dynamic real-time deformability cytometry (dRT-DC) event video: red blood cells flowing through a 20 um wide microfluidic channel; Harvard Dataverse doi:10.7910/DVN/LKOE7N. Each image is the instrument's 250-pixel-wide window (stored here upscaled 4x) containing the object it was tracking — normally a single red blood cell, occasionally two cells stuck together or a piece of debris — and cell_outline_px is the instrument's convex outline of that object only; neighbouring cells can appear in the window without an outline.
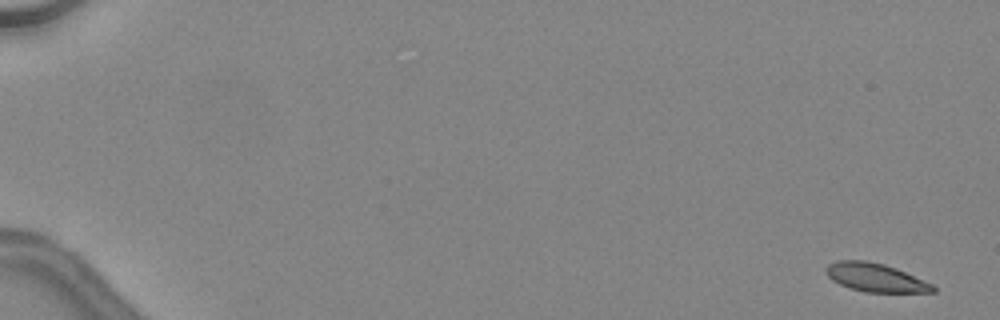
{"species": "common noctule bat (a hibernating species)", "species_latin": "Nyctalus noctula", "temperature_condition": "warm", "stored_images_in_passage": 48, "camera_frame_rate_fps": 3000, "um_per_image_px": 0.085, "animal": {"sex": "female", "body_mass_g": 24.6, "forearm_length_mm": 56.2}, "frame": {"image": 1, "passage_image": 2, "time_ms": 0.333, "image_size_px": [1000, 320], "cell_outline_px": [[936, 292], [864, 292], [848, 288], [832, 280], [824, 272], [824, 268], [828, 264], [836, 260], [864, 260], [884, 264], [896, 268], [932, 284], [936, 288]], "centroid_in_image_um": [74.36, 23.59], "position_along_channel_um": 10.6, "area_um2": 17.8}}
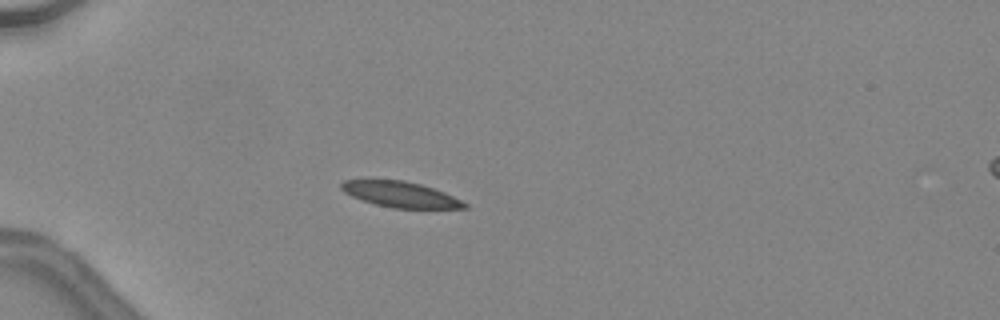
{"frame": {"image": 2, "passage_image": 16, "time_ms": 5.0, "image_size_px": [1000, 320], "cell_outline_px": [[468, 208], [392, 208], [376, 204], [352, 196], [344, 192], [340, 188], [340, 184], [344, 180], [404, 180], [420, 184], [444, 192], [468, 204]], "centroid_in_image_um": [34.03, 16.52], "position_along_channel_um": 51.0, "area_um2": 18.15}}
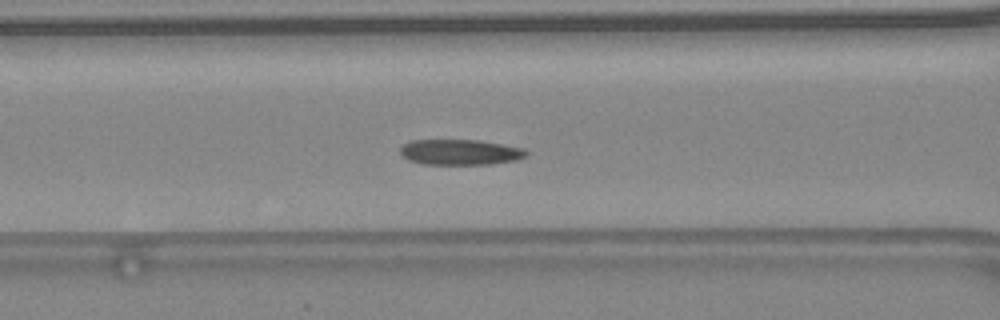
{"frame": {"image": 3, "passage_image": 23, "time_ms": 7.333, "image_size_px": [1000, 320], "cell_outline_px": [[528, 152], [524, 156], [516, 160], [488, 164], [420, 164], [408, 160], [400, 152], [400, 148], [404, 144], [412, 140], [480, 140], [524, 148]], "centroid_in_image_um": [39.09, 12.93], "position_along_channel_um": 127.5, "area_um2": 18.67}, "authors_computed_cell_mechanics": {"area_um2": 18.9006, "velocity_mm_per_s": 4.5139, "shape_relaxation_time_tau1_ms": null, "shape_relaxation_time_tau2_ms": 2.4367, "deformation_change_tau1": null, "deformation_change_tau2": 0.0798}}